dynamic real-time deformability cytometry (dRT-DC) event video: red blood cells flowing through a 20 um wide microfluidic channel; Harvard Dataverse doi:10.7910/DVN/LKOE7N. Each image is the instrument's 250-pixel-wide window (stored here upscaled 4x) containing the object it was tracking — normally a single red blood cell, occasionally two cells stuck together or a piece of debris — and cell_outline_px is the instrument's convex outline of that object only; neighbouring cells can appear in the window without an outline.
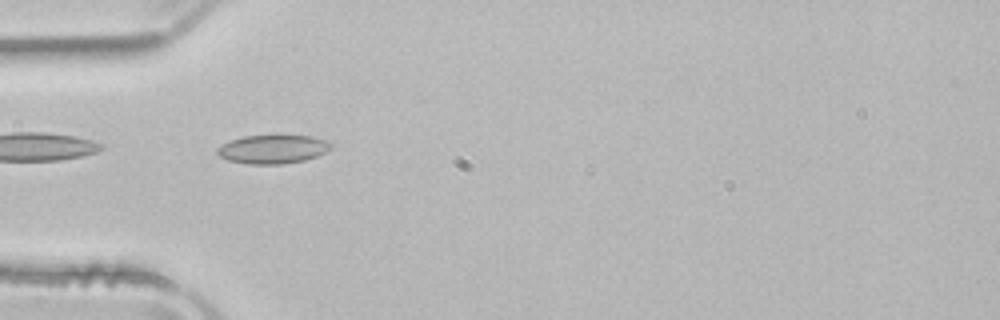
{"species": "common noctule bat (a hibernating species)", "species_latin": "Nyctalus noctula", "temperature_condition": "room temperature", "stored_images_in_passage": 41, "camera_frame_rate_fps": 3000, "um_per_image_px": 0.085, "animal": {"sex": "male", "body_mass_g": 21.5, "forearm_length_mm": 52.0}, "frame": {"image": 1, "passage_image": 5, "time_ms": 1.333, "image_size_px": [1000, 320], "cell_outline_px": [[332, 148], [316, 156], [304, 160], [284, 164], [248, 164], [228, 160], [220, 156], [216, 152], [216, 148], [232, 140], [244, 136], [280, 132], [312, 136], [324, 140], [332, 144]], "centroid_in_image_um": [23.21, 12.63], "position_along_channel_um": 61.8, "area_um2": 19.71}}
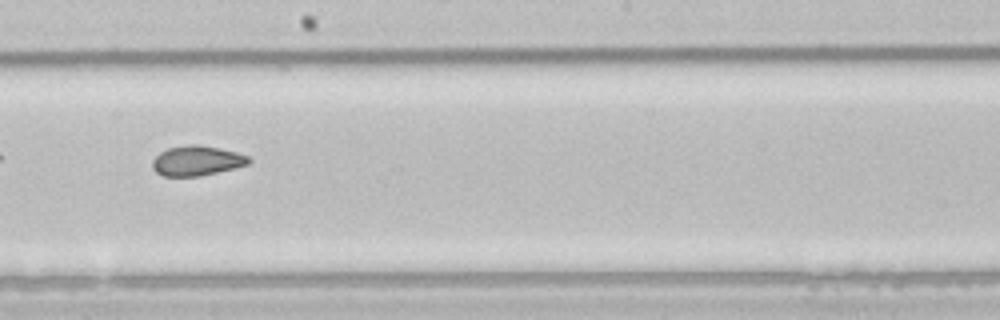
{"frame": {"image": 2, "passage_image": 18, "time_ms": 5.667, "image_size_px": [1000, 320], "cell_outline_px": [[252, 160], [248, 164], [236, 168], [200, 176], [164, 176], [156, 172], [152, 168], [152, 160], [160, 152], [168, 148], [188, 144], [196, 144], [220, 148], [236, 152], [248, 156]], "centroid_in_image_um": [16.73, 13.66], "position_along_channel_um": 231.5, "area_um2": 16.88}}
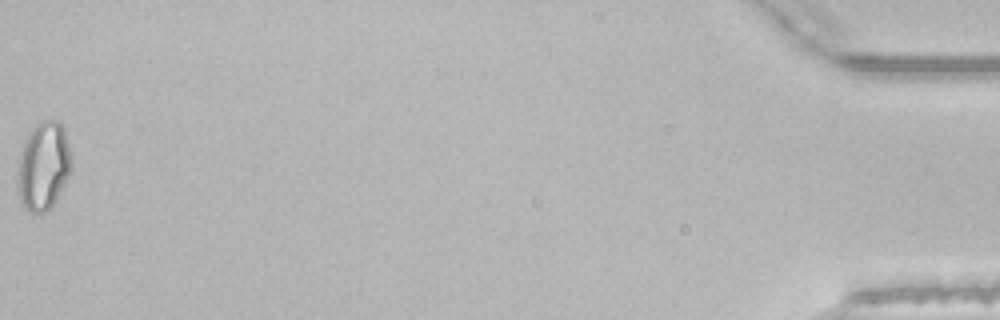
{"frame": {"image": 3, "passage_image": 41, "time_ms": 13.333, "image_size_px": [1000, 320], "cell_outline_px": [[72, 168], [56, 200], [44, 212], [28, 212], [24, 208], [20, 200], [16, 180], [20, 152], [28, 136], [36, 124], [44, 120], [56, 120], [64, 128], [72, 164]], "centroid_in_image_um": [3.67, 14.13], "position_along_channel_um": 431.5, "area_um2": 27.4}, "authors_computed_cell_mechanics": {"area_um2": 17.6868, "velocity_mm_per_s": 3.9411, "shape_relaxation_time_tau1_ms": null, "shape_relaxation_time_tau2_ms": 1.6618, "deformation_change_tau1": null, "deformation_change_tau2": 0.074}}